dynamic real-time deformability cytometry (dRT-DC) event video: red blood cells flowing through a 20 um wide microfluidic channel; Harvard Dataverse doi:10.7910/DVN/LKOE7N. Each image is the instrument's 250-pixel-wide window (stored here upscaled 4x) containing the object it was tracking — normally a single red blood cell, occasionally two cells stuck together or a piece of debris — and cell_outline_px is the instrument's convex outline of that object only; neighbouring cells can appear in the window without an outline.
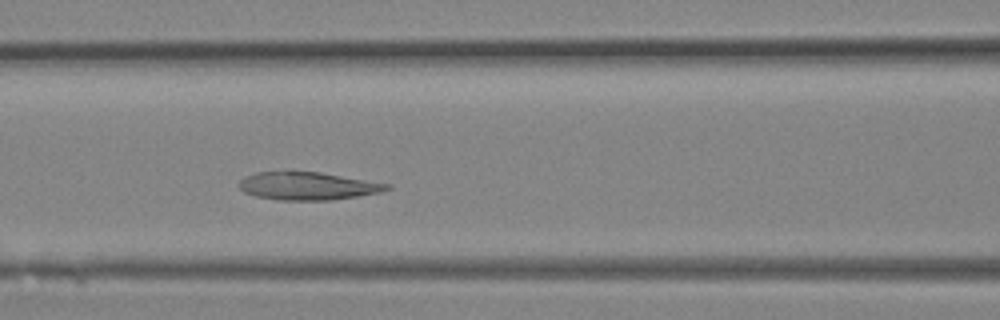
{"species": "Egyptian fruit bat (a non-hibernating species)", "species_latin": "Rousettus aegyptiacus", "temperature_condition": "room temperature", "stored_images_in_passage": 10, "camera_frame_rate_fps": 3000, "um_per_image_px": 0.085, "animal": {"sex": "female"}, "frame": {"image": 1, "passage_image": 10, "time_ms": 3.0, "image_size_px": [1000, 320], "cell_outline_px": [[392, 188], [380, 192], [332, 200], [280, 200], [256, 196], [244, 192], [240, 188], [240, 180], [244, 176], [256, 172], [320, 172], [392, 184]], "centroid_in_image_um": [26.18, 15.81], "position_along_channel_um": 140.4, "area_um2": 23.87}}